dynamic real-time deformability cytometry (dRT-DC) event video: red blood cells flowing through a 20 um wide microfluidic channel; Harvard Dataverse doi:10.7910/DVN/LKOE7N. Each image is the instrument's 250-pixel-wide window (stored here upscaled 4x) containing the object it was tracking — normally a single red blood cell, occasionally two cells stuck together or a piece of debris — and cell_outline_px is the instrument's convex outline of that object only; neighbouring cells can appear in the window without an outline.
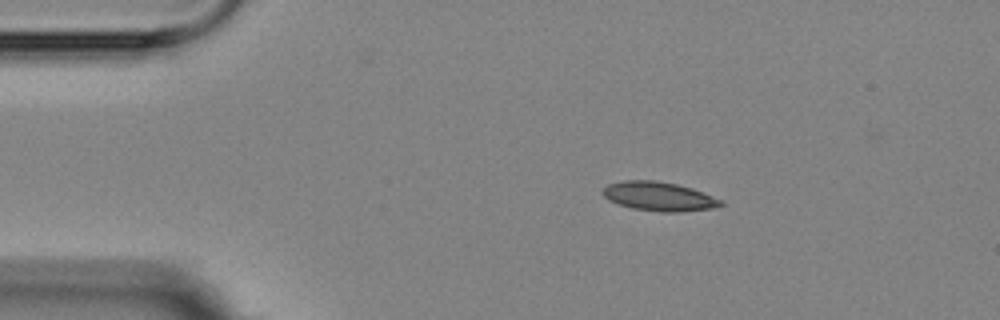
{"species": "Egyptian fruit bat (a non-hibernating species)", "species_latin": "Rousettus aegyptiacus", "temperature_condition": "room temperature", "stored_images_in_passage": 4, "camera_frame_rate_fps": 3000, "um_per_image_px": 0.085, "animal": {"sex": "female"}, "frame": {"image": 1, "passage_image": 2, "time_ms": 1.0, "image_size_px": [1000, 320], "cell_outline_px": [[724, 204], [712, 208], [680, 212], [660, 212], [632, 208], [616, 204], [608, 200], [600, 192], [608, 184], [624, 180], [656, 180], [676, 184], [692, 188], [712, 196], [720, 200]], "centroid_in_image_um": [55.95, 16.69], "position_along_channel_um": 29.0, "area_um2": 20.0}}
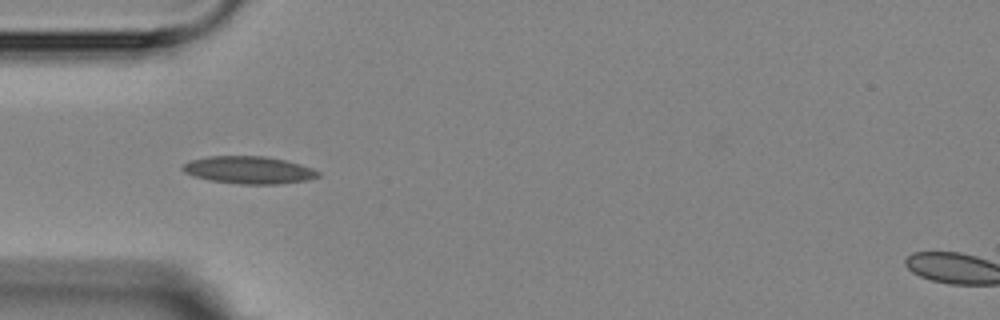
{"frame": {"image": 2, "passage_image": 4, "time_ms": 3.333, "image_size_px": [1000, 320], "cell_outline_px": [[320, 176], [308, 180], [280, 184], [240, 184], [212, 180], [196, 176], [184, 172], [180, 168], [188, 160], [208, 156], [264, 156], [284, 160], [300, 164], [312, 168], [320, 172]], "centroid_in_image_um": [21.16, 14.44], "position_along_channel_um": 63.8, "area_um2": 21.62}}